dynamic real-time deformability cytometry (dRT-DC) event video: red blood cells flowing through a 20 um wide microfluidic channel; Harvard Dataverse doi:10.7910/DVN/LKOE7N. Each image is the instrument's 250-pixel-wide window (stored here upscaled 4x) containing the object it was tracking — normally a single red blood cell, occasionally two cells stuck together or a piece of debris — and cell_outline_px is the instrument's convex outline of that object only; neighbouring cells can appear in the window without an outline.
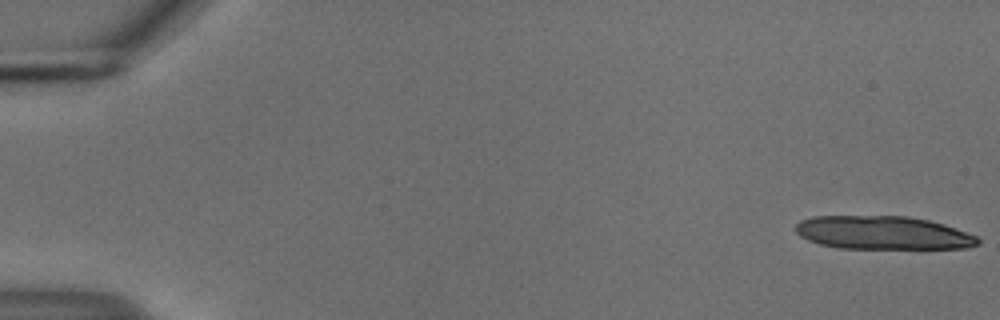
{"species": "common noctule bat (a hibernating species)", "species_latin": "Nyctalus noctula", "temperature_condition": "cold", "stored_images_in_passage": 15, "camera_frame_rate_fps": 3000, "um_per_image_px": 0.085, "animal": {"sex": "male", "body_mass_g": 18.8}, "frame": {"image": 1, "passage_image": 1, "time_ms": 0.0, "image_size_px": [1000, 320], "cell_outline_px": [[980, 244], [968, 248], [836, 248], [820, 244], [808, 240], [800, 236], [796, 232], [796, 224], [800, 220], [812, 216], [908, 216], [928, 220], [944, 224], [976, 236], [980, 240]], "centroid_in_image_um": [75.03, 19.78], "position_along_channel_um": 10.0, "area_um2": 35.43}}